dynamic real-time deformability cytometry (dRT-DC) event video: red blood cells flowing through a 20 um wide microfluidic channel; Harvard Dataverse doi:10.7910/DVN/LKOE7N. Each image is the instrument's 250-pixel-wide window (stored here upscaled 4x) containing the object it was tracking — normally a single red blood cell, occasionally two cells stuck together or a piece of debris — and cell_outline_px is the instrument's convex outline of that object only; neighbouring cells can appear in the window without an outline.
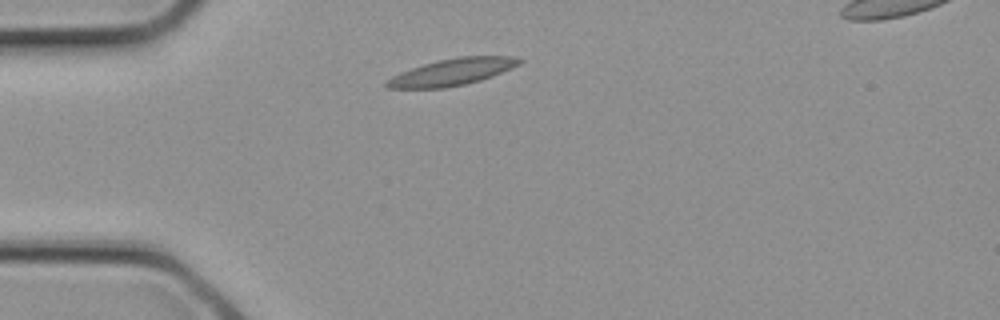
{"species": "common noctule bat (a hibernating species)", "species_latin": "Nyctalus noctula", "temperature_condition": "cold", "stored_images_in_passage": 2, "segment_of_instrument_passage": [1, 2], "camera_frame_rate_fps": 3000, "um_per_image_px": 0.085, "animal": {"sex": "female", "body_mass_g": 21.9}, "frame": {"image": 1, "passage_image": 1, "time_ms": 0.0, "image_size_px": [1000, 320], "cell_outline_px": [[524, 60], [520, 64], [512, 68], [492, 76], [480, 80], [464, 84], [444, 88], [388, 88], [384, 84], [384, 80], [400, 72], [436, 60], [460, 56], [516, 56]], "centroid_in_image_um": [38.43, 6.11], "position_along_channel_um": 46.6, "area_um2": 20.75}}